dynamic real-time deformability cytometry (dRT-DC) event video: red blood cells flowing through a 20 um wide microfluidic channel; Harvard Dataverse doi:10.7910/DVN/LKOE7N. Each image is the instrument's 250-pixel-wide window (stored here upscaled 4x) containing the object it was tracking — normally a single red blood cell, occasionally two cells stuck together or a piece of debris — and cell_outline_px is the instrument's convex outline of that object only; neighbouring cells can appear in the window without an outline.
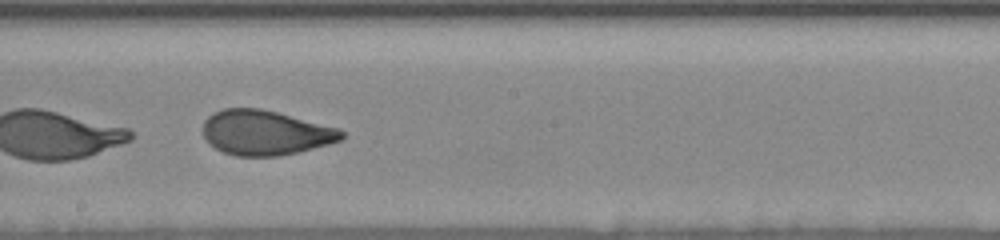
{"species": "human", "species_latin": "Homo sapiens", "temperature_condition": "room temperature", "stored_images_in_passage": 33, "camera_frame_rate_fps": 3000, "um_per_image_px": 0.085, "donor": {"sex": "female"}, "frame": {"image": 1, "passage_image": 15, "time_ms": 4.667, "image_size_px": [1000, 240], "cell_outline_px": [[344, 136], [340, 140], [328, 144], [280, 156], [236, 156], [224, 152], [216, 148], [204, 136], [204, 120], [212, 112], [224, 108], [260, 108], [340, 128], [344, 132]], "centroid_in_image_um": [22.55, 11.27], "position_along_channel_um": 225.6, "area_um2": 35.95}}
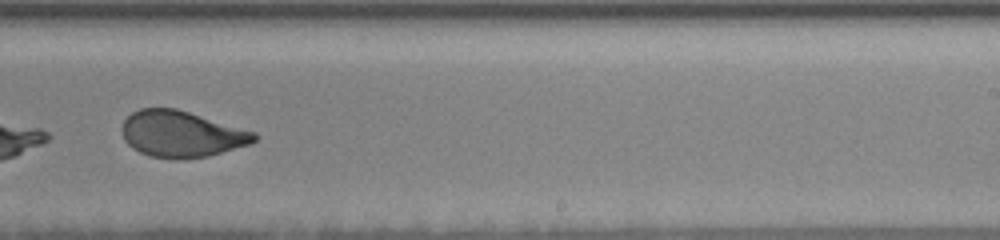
{"frame": {"image": 2, "passage_image": 19, "time_ms": 6.0, "image_size_px": [1000, 240], "cell_outline_px": [[260, 136], [256, 140], [248, 144], [208, 156], [180, 160], [152, 156], [140, 152], [132, 148], [124, 140], [120, 132], [120, 128], [124, 120], [132, 112], [140, 108], [176, 108], [256, 132]], "centroid_in_image_um": [15.39, 11.39], "position_along_channel_um": 273.6, "area_um2": 35.78}, "authors_computed_cell_mechanics": {"area_um2": 36.8186, "velocity_mm_per_s": 3.6224, "shape_relaxation_time_tau1_ms": 5.7319, "shape_relaxation_time_tau2_ms": 1.0751, "deformation_change_tau1": 0.1803, "deformation_change_tau2": 0.0734}}